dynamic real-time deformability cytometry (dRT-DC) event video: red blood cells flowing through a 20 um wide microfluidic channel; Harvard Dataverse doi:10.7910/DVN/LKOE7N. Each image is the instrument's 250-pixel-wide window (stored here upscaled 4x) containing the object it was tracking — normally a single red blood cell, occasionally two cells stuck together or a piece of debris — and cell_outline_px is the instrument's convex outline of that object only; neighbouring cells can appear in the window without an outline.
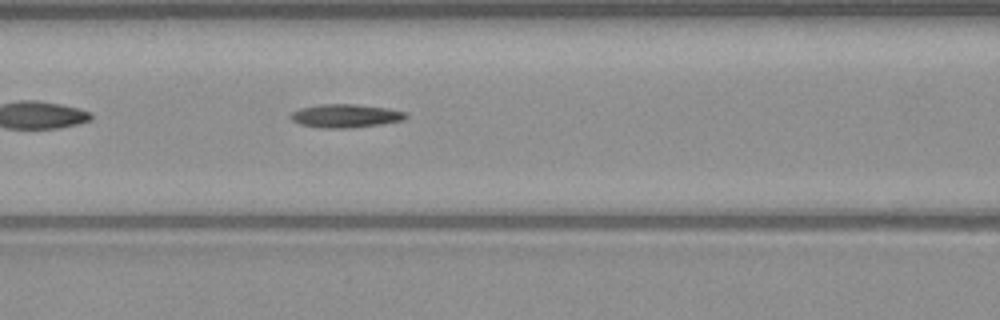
{"species": "common noctule bat (a hibernating species)", "species_latin": "Nyctalus noctula", "temperature_condition": "warm", "stored_images_in_passage": 37, "camera_frame_rate_fps": 3000, "um_per_image_px": 0.085, "animal": {"sex": "male", "body_mass_g": 23.1, "forearm_length_mm": 52.7}, "frame": {"image": 1, "passage_image": 8, "time_ms": 2.333, "image_size_px": [1000, 320], "cell_outline_px": [[408, 116], [404, 120], [380, 124], [348, 128], [320, 128], [300, 124], [292, 120], [288, 116], [292, 112], [300, 108], [320, 104], [356, 104], [388, 108], [408, 112]], "centroid_in_image_um": [29.38, 9.84], "position_along_channel_um": 137.2, "area_um2": 15.84}}
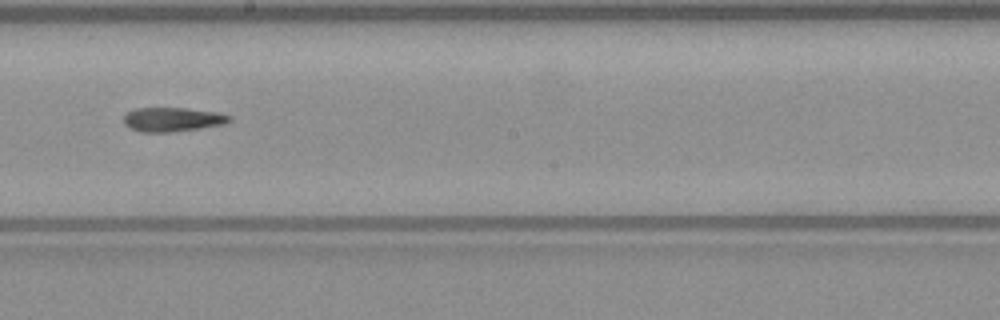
{"frame": {"image": 2, "passage_image": 15, "time_ms": 4.667, "image_size_px": [1000, 320], "cell_outline_px": [[232, 120], [224, 124], [200, 128], [172, 132], [140, 132], [124, 124], [124, 116], [128, 112], [136, 108], [184, 108], [216, 112], [232, 116]], "centroid_in_image_um": [14.68, 10.15], "position_along_channel_um": 233.5, "area_um2": 14.8}}
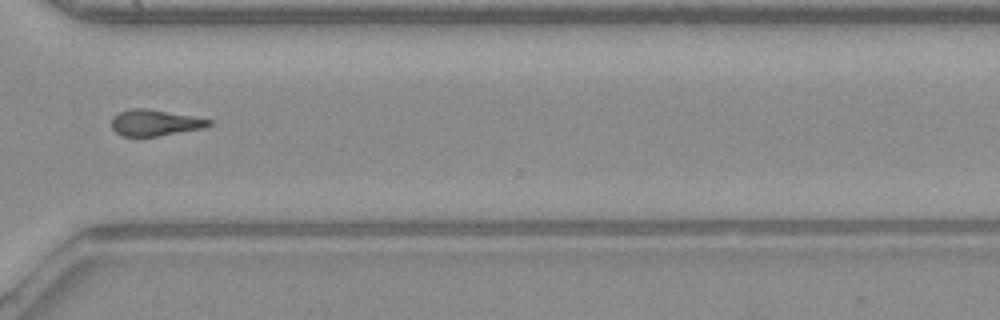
{"frame": {"image": 3, "passage_image": 24, "time_ms": 7.667, "image_size_px": [1000, 320], "cell_outline_px": [[212, 124], [204, 128], [156, 136], [120, 136], [112, 128], [112, 120], [120, 112], [132, 108], [144, 108], [196, 116], [212, 120]], "centroid_in_image_um": [13.21, 10.43], "position_along_channel_um": 357.4, "area_um2": 14.74}, "authors_computed_cell_mechanics": {"area_um2": 14.9124, "velocity_mm_per_s": 4.1278, "shape_relaxation_time_tau1_ms": 9.1319, "shape_relaxation_time_tau2_ms": null, "deformation_change_tau1": 0.2495, "deformation_change_tau2": null}}